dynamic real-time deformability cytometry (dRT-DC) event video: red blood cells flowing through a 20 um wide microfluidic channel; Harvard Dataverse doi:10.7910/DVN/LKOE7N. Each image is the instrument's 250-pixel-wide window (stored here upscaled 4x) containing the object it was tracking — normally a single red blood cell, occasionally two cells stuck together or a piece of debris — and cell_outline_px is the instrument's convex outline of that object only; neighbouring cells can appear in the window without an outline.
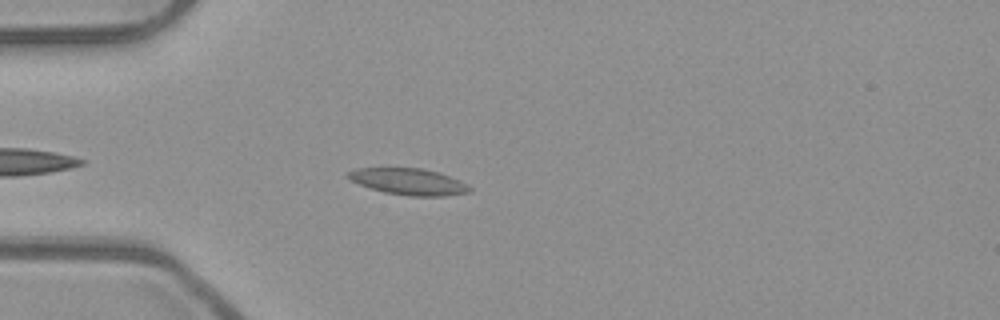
{"species": "common noctule bat (a hibernating species)", "species_latin": "Nyctalus noctula", "temperature_condition": "room temperature", "stored_images_in_passage": 36, "camera_frame_rate_fps": 3000, "um_per_image_px": 0.085, "animal": {"sex": "male", "body_mass_g": 23.1, "forearm_length_mm": 52.7}, "frame": {"image": 1, "passage_image": 5, "time_ms": 1.333, "image_size_px": [1000, 320], "cell_outline_px": [[472, 192], [444, 196], [408, 196], [384, 192], [360, 184], [344, 176], [348, 172], [356, 168], [420, 168], [436, 172], [460, 180], [468, 184], [472, 188]], "centroid_in_image_um": [34.76, 15.44], "position_along_channel_um": 50.2, "area_um2": 18.67}}
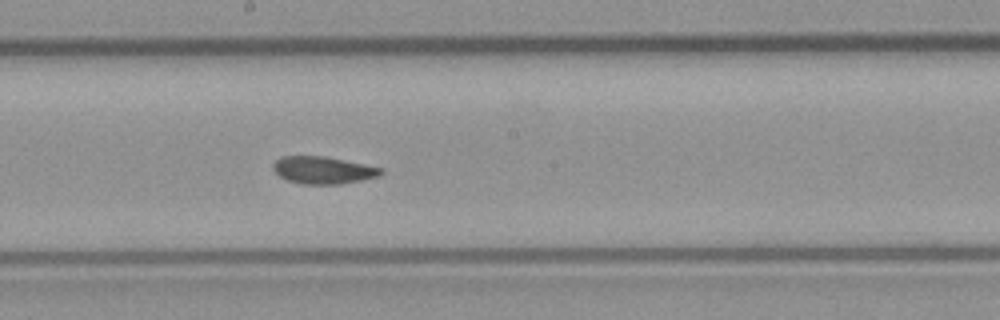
{"frame": {"image": 2, "passage_image": 19, "time_ms": 6.0, "image_size_px": [1000, 320], "cell_outline_px": [[384, 172], [380, 176], [340, 184], [304, 184], [288, 180], [280, 176], [272, 168], [272, 164], [276, 160], [284, 156], [324, 156], [384, 168]], "centroid_in_image_um": [27.49, 14.46], "position_along_channel_um": 220.7, "area_um2": 17.05}}
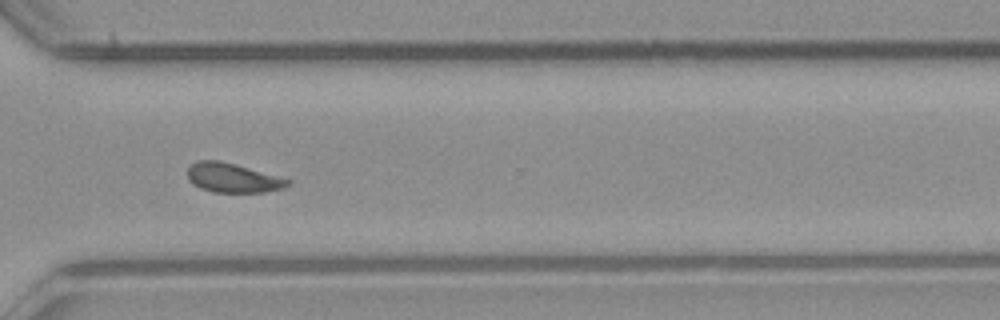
{"frame": {"image": 3, "passage_image": 29, "time_ms": 9.333, "image_size_px": [1000, 320], "cell_outline_px": [[292, 184], [284, 188], [264, 192], [212, 192], [200, 188], [192, 184], [188, 180], [188, 168], [196, 160], [220, 160], [236, 164], [292, 180]], "centroid_in_image_um": [19.79, 15.12], "position_along_channel_um": 350.8, "area_um2": 17.28}, "authors_computed_cell_mechanics": {"area_um2": 17.5134, "velocity_mm_per_s": 3.913, "shape_relaxation_time_tau1_ms": null, "shape_relaxation_time_tau2_ms": 2.4205, "deformation_change_tau1": null, "deformation_change_tau2": 0.0681}}